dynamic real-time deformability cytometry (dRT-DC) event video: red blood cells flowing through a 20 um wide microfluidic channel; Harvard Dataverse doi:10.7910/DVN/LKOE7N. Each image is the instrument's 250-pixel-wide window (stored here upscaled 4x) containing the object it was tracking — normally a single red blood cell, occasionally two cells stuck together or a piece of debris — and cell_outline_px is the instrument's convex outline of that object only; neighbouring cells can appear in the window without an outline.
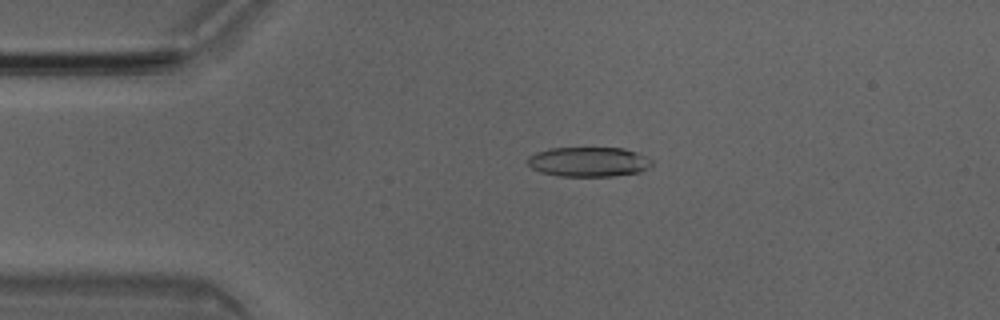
{"species": "Egyptian fruit bat (a non-hibernating species)", "species_latin": "Rousettus aegyptiacus", "temperature_condition": "room temperature", "stored_images_in_passage": 41, "camera_frame_rate_fps": 3000, "um_per_image_px": 0.085, "animal": {"sex": "male"}, "frame": {"image": 1, "passage_image": 1, "time_ms": 0.0, "image_size_px": [1000, 320], "cell_outline_px": [[652, 164], [648, 168], [640, 172], [612, 176], [560, 176], [540, 172], [532, 168], [528, 164], [528, 156], [536, 152], [548, 148], [624, 148], [636, 152], [652, 160]], "centroid_in_image_um": [50.02, 13.75], "position_along_channel_um": 35.0, "area_um2": 21.5}}
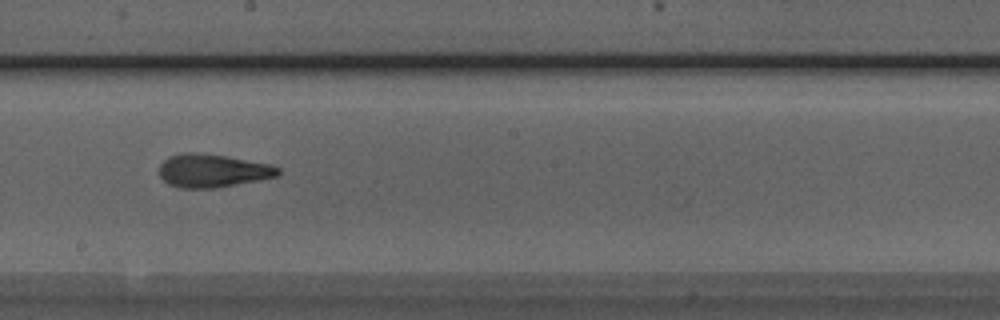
{"frame": {"image": 2, "passage_image": 18, "time_ms": 5.667, "image_size_px": [1000, 320], "cell_outline_px": [[280, 172], [276, 176], [260, 180], [216, 188], [180, 188], [168, 184], [160, 176], [160, 164], [168, 156], [180, 152], [196, 152], [224, 156], [272, 164], [280, 168]], "centroid_in_image_um": [18.06, 14.5], "position_along_channel_um": 230.1, "area_um2": 23.12}}
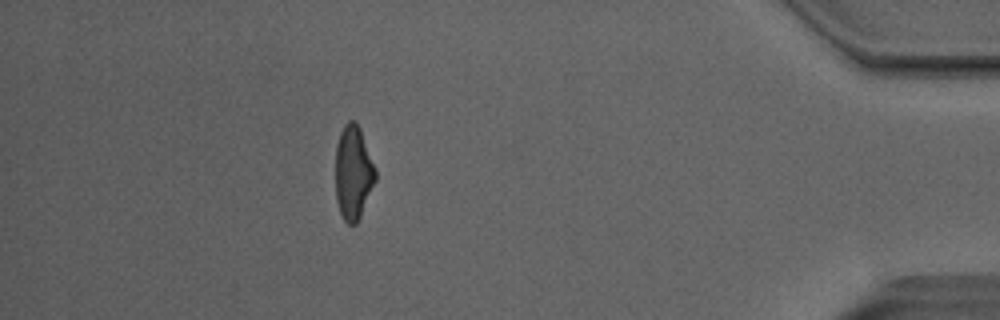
{"frame": {"image": 3, "passage_image": 35, "time_ms": 11.333, "image_size_px": [1000, 320], "cell_outline_px": [[376, 180], [360, 216], [356, 224], [348, 224], [344, 220], [340, 212], [336, 200], [336, 144], [340, 132], [344, 124], [348, 120], [356, 120], [360, 128], [376, 168]], "centroid_in_image_um": [30.03, 14.64], "position_along_channel_um": 405.2, "area_um2": 21.96}, "authors_computed_cell_mechanics": {"area_um2": 22.542, "velocity_mm_per_s": 4.051, "shape_relaxation_time_tau1_ms": 5.2661, "shape_relaxation_time_tau2_ms": 2.392, "deformation_change_tau1": 0.1911, "deformation_change_tau2": 0.1126}}